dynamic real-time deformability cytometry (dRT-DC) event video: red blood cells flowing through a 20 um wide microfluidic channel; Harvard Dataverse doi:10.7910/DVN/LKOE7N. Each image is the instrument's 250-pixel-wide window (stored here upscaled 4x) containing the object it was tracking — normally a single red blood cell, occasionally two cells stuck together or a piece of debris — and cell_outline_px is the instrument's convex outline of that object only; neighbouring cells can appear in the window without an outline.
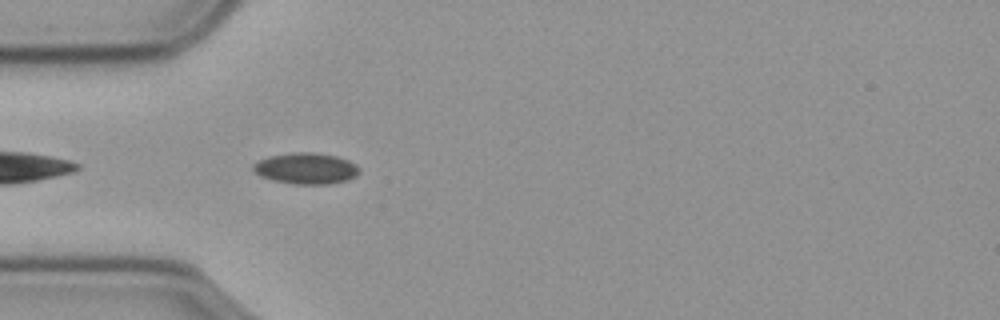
{"species": "common noctule bat (a hibernating species)", "species_latin": "Nyctalus noctula", "temperature_condition": "cold", "stored_images_in_passage": 17, "camera_frame_rate_fps": 3000, "um_per_image_px": 0.085, "animal": {"sex": "male", "body_mass_g": 23.1, "forearm_length_mm": 52.7}, "frame": {"image": 1, "passage_image": 3, "time_ms": 0.667, "image_size_px": [1000, 320], "cell_outline_px": [[360, 172], [356, 176], [348, 180], [328, 184], [292, 184], [272, 180], [260, 176], [252, 172], [252, 164], [256, 160], [268, 156], [292, 152], [312, 152], [336, 156], [348, 160], [356, 164], [360, 168]], "centroid_in_image_um": [25.97, 14.31], "position_along_channel_um": 59.0, "area_um2": 19.65}}
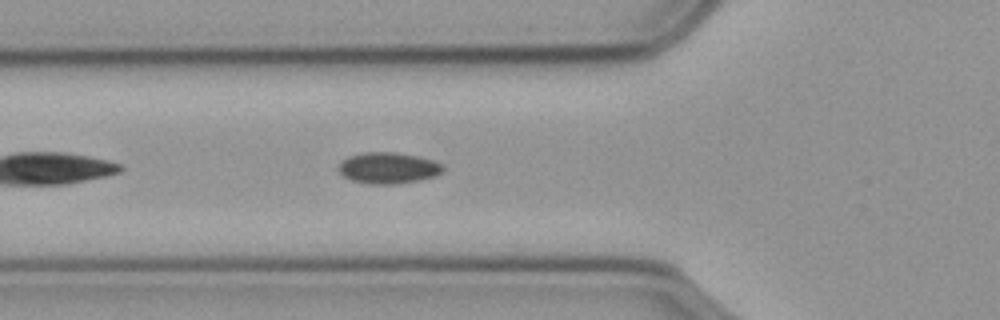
{"frame": {"image": 2, "passage_image": 6, "time_ms": 1.667, "image_size_px": [1000, 320], "cell_outline_px": [[444, 168], [436, 176], [420, 180], [396, 184], [368, 184], [352, 180], [344, 176], [336, 168], [348, 156], [364, 152], [392, 152], [416, 156], [432, 160], [440, 164]], "centroid_in_image_um": [32.97, 14.28], "position_along_channel_um": 92.8, "area_um2": 18.84}}
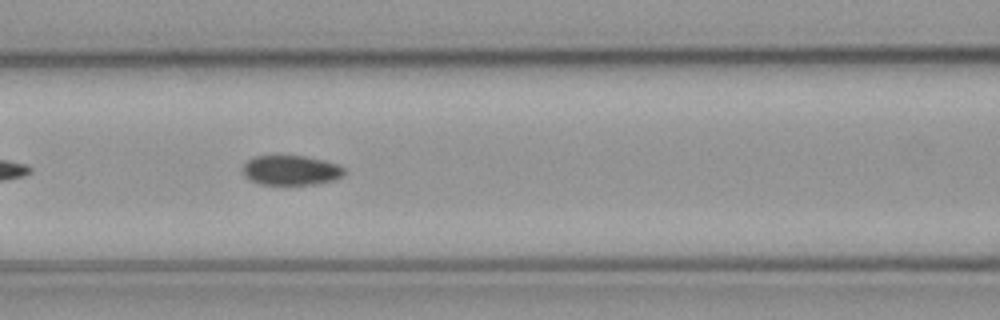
{"frame": {"image": 3, "passage_image": 10, "time_ms": 3.0, "image_size_px": [1000, 320], "cell_outline_px": [[348, 172], [344, 176], [332, 180], [316, 184], [260, 184], [244, 176], [244, 164], [248, 160], [256, 156], [304, 156], [324, 160], [336, 164], [344, 168]], "centroid_in_image_um": [24.78, 14.47], "position_along_channel_um": 141.8, "area_um2": 17.46}}